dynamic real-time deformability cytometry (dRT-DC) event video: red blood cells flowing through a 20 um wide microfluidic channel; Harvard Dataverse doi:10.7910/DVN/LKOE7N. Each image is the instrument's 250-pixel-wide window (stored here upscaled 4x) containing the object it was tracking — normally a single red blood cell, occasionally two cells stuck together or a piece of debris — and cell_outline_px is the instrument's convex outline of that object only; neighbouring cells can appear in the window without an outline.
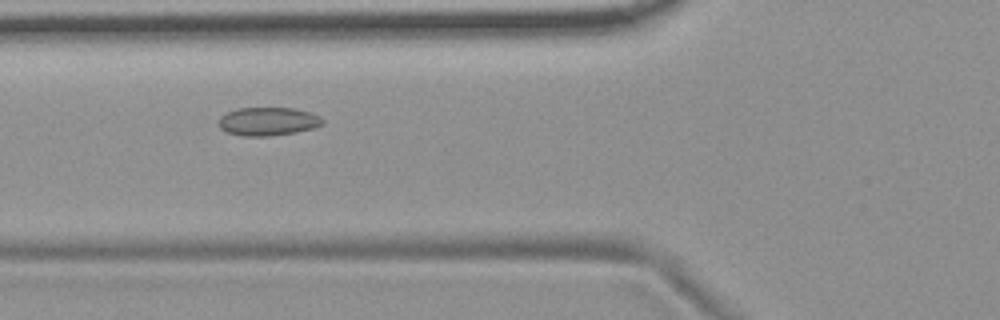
{"species": "common noctule bat (a hibernating species)", "species_latin": "Nyctalus noctula", "temperature_condition": "room temperature", "stored_images_in_passage": 42, "camera_frame_rate_fps": 3000, "um_per_image_px": 0.085, "animal": {"sex": "female", "body_mass_g": 19.9}, "frame": {"image": 1, "passage_image": 8, "time_ms": 2.333, "image_size_px": [1000, 320], "cell_outline_px": [[324, 124], [312, 128], [296, 132], [268, 136], [244, 136], [228, 132], [220, 128], [220, 116], [236, 108], [296, 108], [320, 116], [324, 120]], "centroid_in_image_um": [22.8, 10.31], "position_along_channel_um": 103.0, "area_um2": 17.05}}
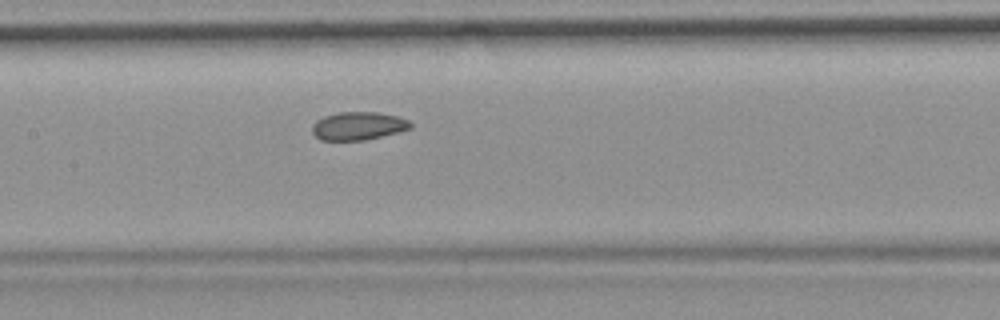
{"frame": {"image": 2, "passage_image": 14, "time_ms": 4.333, "image_size_px": [1000, 320], "cell_outline_px": [[412, 128], [364, 140], [320, 140], [312, 132], [312, 124], [316, 120], [324, 116], [340, 112], [376, 112], [396, 116], [408, 120], [412, 124]], "centroid_in_image_um": [30.42, 10.7], "position_along_channel_um": 177.0, "area_um2": 15.95}}
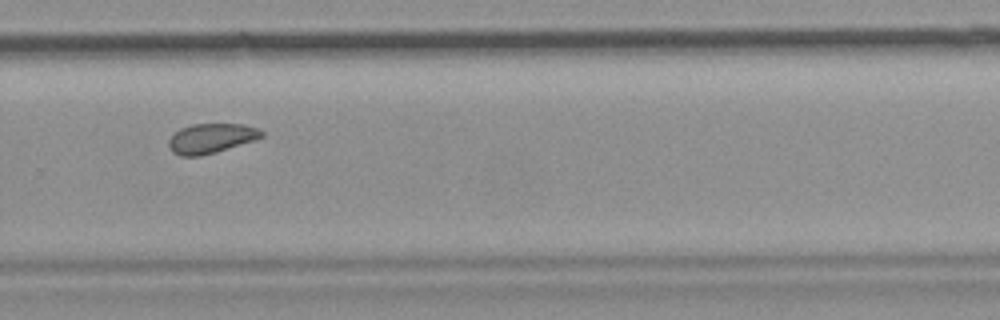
{"frame": {"image": 3, "passage_image": 25, "time_ms": 8.0, "image_size_px": [1000, 320], "cell_outline_px": [[264, 136], [256, 140], [216, 152], [200, 156], [180, 156], [172, 152], [168, 144], [168, 140], [180, 128], [192, 124], [244, 124], [256, 128], [264, 132]], "centroid_in_image_um": [17.95, 11.76], "position_along_channel_um": 311.8, "area_um2": 16.13}, "authors_computed_cell_mechanics": {"area_um2": 16.5597, "velocity_mm_per_s": 3.6928, "shape_relaxation_time_tau1_ms": null, "shape_relaxation_time_tau2_ms": 2.3665, "deformation_change_tau1": null, "deformation_change_tau2": 0.0741}}